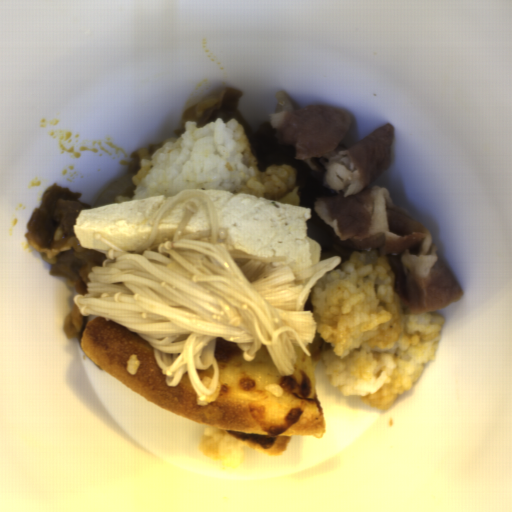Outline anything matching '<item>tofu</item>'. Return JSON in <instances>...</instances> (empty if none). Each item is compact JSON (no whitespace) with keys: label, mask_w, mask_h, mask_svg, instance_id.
I'll list each match as a JSON object with an SVG mask.
<instances>
[{"label":"tofu","mask_w":512,"mask_h":512,"mask_svg":"<svg viewBox=\"0 0 512 512\" xmlns=\"http://www.w3.org/2000/svg\"><path fill=\"white\" fill-rule=\"evenodd\" d=\"M194 202L198 210L192 214L183 231L184 236H191L208 229H211L210 214L208 206L203 199L191 196L182 202L175 204L159 224L156 237L150 248L157 249L159 245L167 241H173L177 228L185 216V206Z\"/></svg>","instance_id":"obj_3"},{"label":"tofu","mask_w":512,"mask_h":512,"mask_svg":"<svg viewBox=\"0 0 512 512\" xmlns=\"http://www.w3.org/2000/svg\"><path fill=\"white\" fill-rule=\"evenodd\" d=\"M172 199L164 194L81 209L73 228L75 237L84 250L107 255L111 248L96 239L100 234L119 249L136 252L148 238L162 208Z\"/></svg>","instance_id":"obj_2"},{"label":"tofu","mask_w":512,"mask_h":512,"mask_svg":"<svg viewBox=\"0 0 512 512\" xmlns=\"http://www.w3.org/2000/svg\"><path fill=\"white\" fill-rule=\"evenodd\" d=\"M211 201L224 243L237 251L263 258H285L272 266H288L293 273L314 267L322 246L308 237L311 208L301 207L298 187L279 201L227 190H202Z\"/></svg>","instance_id":"obj_1"}]
</instances>
